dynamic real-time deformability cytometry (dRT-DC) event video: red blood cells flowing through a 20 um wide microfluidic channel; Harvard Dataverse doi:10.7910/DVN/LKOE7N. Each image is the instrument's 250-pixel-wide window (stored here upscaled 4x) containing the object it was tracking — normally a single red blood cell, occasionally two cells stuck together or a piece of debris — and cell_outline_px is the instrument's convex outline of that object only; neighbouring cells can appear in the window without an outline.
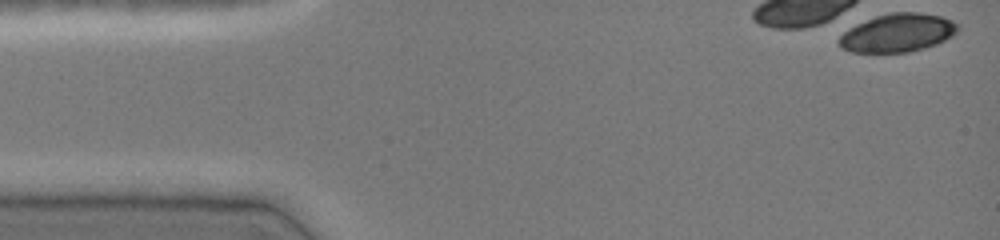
{"species": "common noctule bat (a hibernating species)", "species_latin": "Nyctalus noctula", "temperature_condition": "cold", "stored_images_in_passage": 1, "camera_frame_rate_fps": 3000, "um_per_image_px": 0.085, "animal": {"sex": "female", "body_mass_g": 19.0, "forearm_length_mm": 51.5}, "frame": {"image": 1, "passage_image": 1, "time_ms": 0.0, "image_size_px": [1000, 240], "cell_outline_px": [[960, 28], [952, 36], [936, 44], [924, 48], [908, 52], [852, 52], [840, 48], [836, 40], [844, 32], [856, 24], [876, 16], [888, 12], [920, 12], [940, 16], [952, 20], [960, 24]], "centroid_in_image_um": [76.3, 2.79], "position_along_channel_um": 8.7, "area_um2": 26.65}}